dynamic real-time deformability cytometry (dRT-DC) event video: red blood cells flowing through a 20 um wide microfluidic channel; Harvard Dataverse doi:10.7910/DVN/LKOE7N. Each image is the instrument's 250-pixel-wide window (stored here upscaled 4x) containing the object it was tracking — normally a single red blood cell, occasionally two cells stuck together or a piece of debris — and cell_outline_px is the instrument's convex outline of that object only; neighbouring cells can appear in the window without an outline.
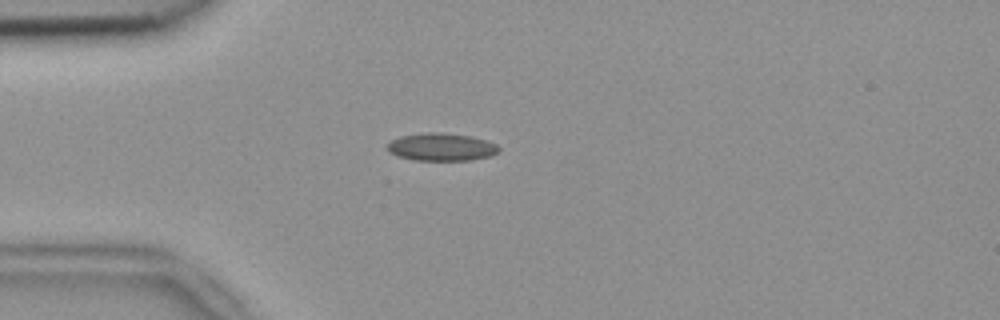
{"species": "common noctule bat (a hibernating species)", "species_latin": "Nyctalus noctula", "temperature_condition": "room temperature", "stored_images_in_passage": 42, "camera_frame_rate_fps": 3000, "um_per_image_px": 0.085, "animal": {"sex": "female", "body_mass_g": 18.4}, "frame": {"image": 1, "passage_image": 3, "time_ms": 0.667, "image_size_px": [1000, 320], "cell_outline_px": [[500, 152], [488, 156], [472, 160], [416, 160], [396, 156], [388, 152], [388, 144], [392, 140], [400, 136], [428, 132], [444, 132], [472, 136], [496, 144], [500, 148]], "centroid_in_image_um": [37.52, 12.49], "position_along_channel_um": 47.5, "area_um2": 18.03}}
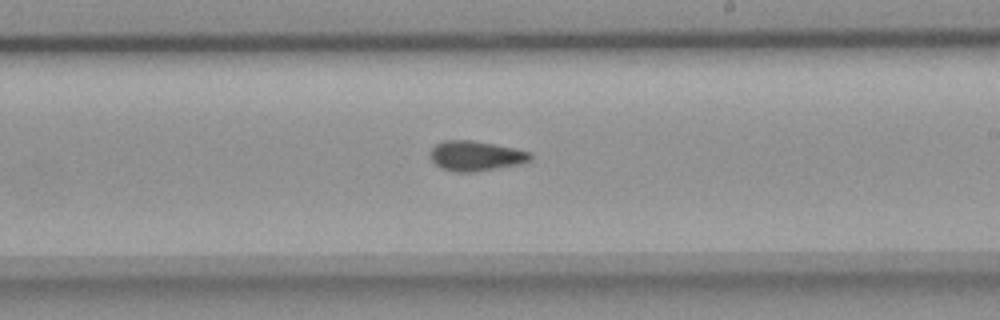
{"frame": {"image": 2, "passage_image": 20, "time_ms": 6.333, "image_size_px": [1000, 320], "cell_outline_px": [[532, 160], [520, 164], [472, 172], [456, 172], [440, 168], [432, 160], [432, 148], [436, 144], [444, 140], [472, 140], [532, 152]], "centroid_in_image_um": [40.46, 13.25], "position_along_channel_um": 248.5, "area_um2": 17.28}}
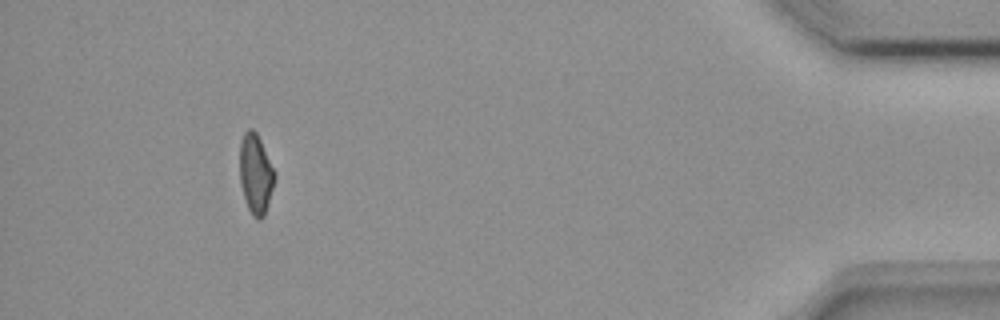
{"frame": {"image": 3, "passage_image": 38, "time_ms": 12.333, "image_size_px": [1000, 320], "cell_outline_px": [[276, 180], [264, 216], [260, 220], [256, 220], [252, 216], [248, 208], [240, 184], [240, 140], [244, 132], [248, 128], [252, 128], [256, 132], [276, 172]], "centroid_in_image_um": [21.74, 14.79], "position_along_channel_um": 413.5, "area_um2": 16.47}, "authors_computed_cell_mechanics": {"area_um2": 17.051, "velocity_mm_per_s": 3.8028, "shape_relaxation_time_tau1_ms": null, "shape_relaxation_time_tau2_ms": 1.686, "deformation_change_tau1": null, "deformation_change_tau2": 0.0933}}